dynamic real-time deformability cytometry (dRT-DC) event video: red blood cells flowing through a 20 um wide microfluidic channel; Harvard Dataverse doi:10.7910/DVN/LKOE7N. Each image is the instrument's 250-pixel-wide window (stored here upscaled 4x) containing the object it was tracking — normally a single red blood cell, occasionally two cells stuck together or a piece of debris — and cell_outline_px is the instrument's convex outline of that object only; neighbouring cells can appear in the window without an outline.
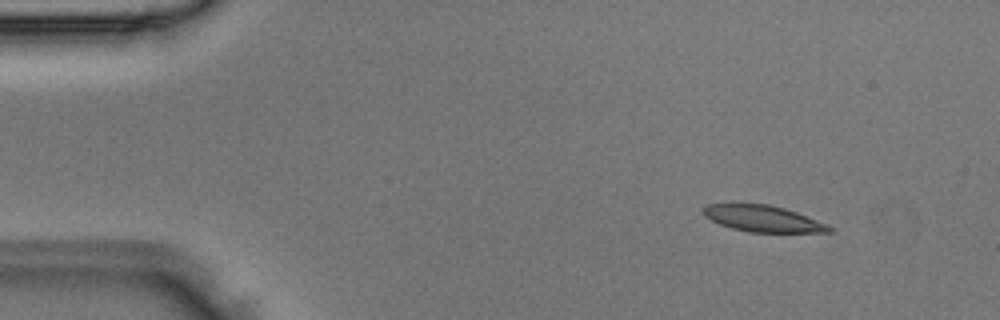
{"species": "Egyptian fruit bat (a non-hibernating species)", "species_latin": "Rousettus aegyptiacus", "temperature_condition": "room temperature", "stored_images_in_passage": 5, "camera_frame_rate_fps": 3000, "um_per_image_px": 0.085, "animal": {"sex": "male"}, "frame": {"image": 1, "passage_image": 1, "time_ms": 0.0, "image_size_px": [1000, 320], "cell_outline_px": [[832, 232], [748, 232], [732, 228], [720, 224], [704, 216], [700, 212], [700, 208], [708, 204], [768, 204], [784, 208], [796, 212], [828, 224], [832, 228]], "centroid_in_image_um": [64.81, 18.58], "position_along_channel_um": 20.2, "area_um2": 19.31}}
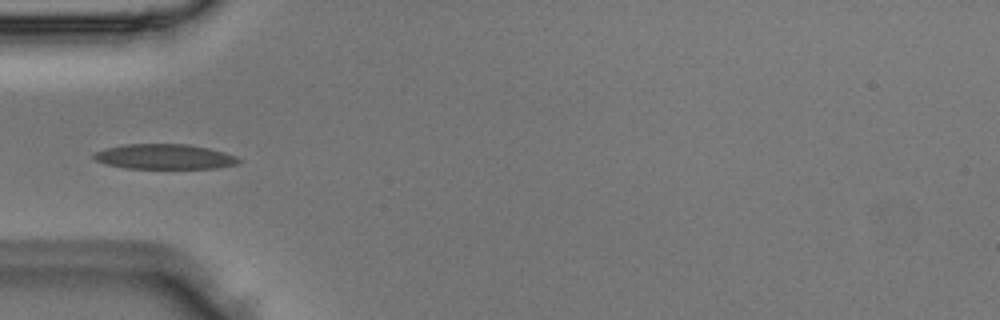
{"frame": {"image": 2, "passage_image": 4, "time_ms": 1.0, "image_size_px": [1000, 320], "cell_outline_px": [[244, 160], [240, 164], [216, 168], [124, 168], [108, 164], [96, 160], [92, 156], [92, 152], [104, 148], [124, 144], [188, 144], [208, 148], [224, 152], [236, 156]], "centroid_in_image_um": [14.0, 13.31], "position_along_channel_um": 71.0, "area_um2": 21.33}}
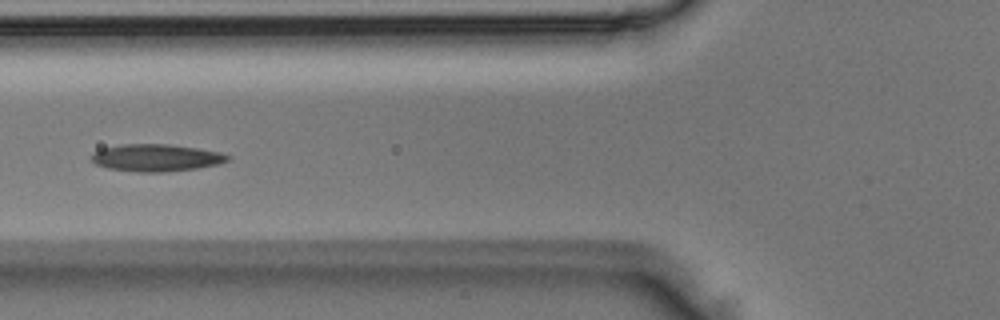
{"frame": {"image": 3, "passage_image": 5, "time_ms": 1.333, "image_size_px": [1000, 320], "cell_outline_px": [[232, 156], [228, 160], [220, 164], [196, 168], [160, 172], [136, 172], [108, 168], [96, 164], [88, 156], [92, 152], [100, 148], [120, 144], [168, 144], [196, 148], [220, 152]], "centroid_in_image_um": [13.23, 13.4], "position_along_channel_um": 112.6, "area_um2": 21.73}}